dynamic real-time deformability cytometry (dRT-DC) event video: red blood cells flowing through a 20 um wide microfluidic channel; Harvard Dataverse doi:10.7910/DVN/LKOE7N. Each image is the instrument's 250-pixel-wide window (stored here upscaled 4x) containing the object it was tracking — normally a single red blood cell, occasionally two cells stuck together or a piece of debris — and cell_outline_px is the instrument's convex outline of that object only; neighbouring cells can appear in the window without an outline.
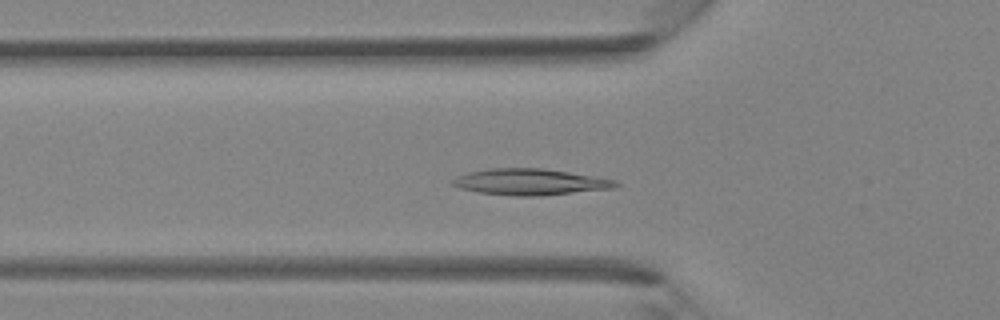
{"species": "Egyptian fruit bat (a non-hibernating species)", "species_latin": "Rousettus aegyptiacus", "temperature_condition": "room temperature", "stored_images_in_passage": 37, "camera_frame_rate_fps": 3000, "um_per_image_px": 0.085, "animal": {"sex": "female"}, "frame": {"image": 1, "passage_image": 11, "time_ms": 3.333, "image_size_px": [1000, 320], "cell_outline_px": [[620, 184], [616, 188], [540, 196], [516, 196], [480, 192], [460, 188], [452, 184], [448, 180], [456, 176], [468, 172], [488, 168], [540, 168], [568, 172], [616, 180]], "centroid_in_image_um": [45.03, 15.46], "position_along_channel_um": 80.8, "area_um2": 24.97}}
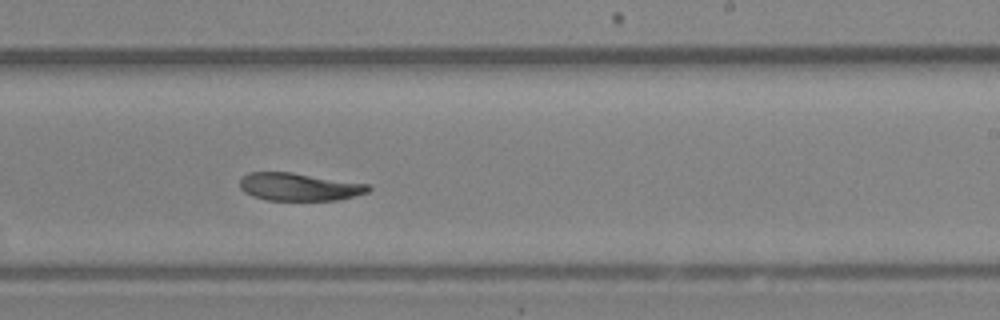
{"frame": {"image": 2, "passage_image": 22, "time_ms": 7.0, "image_size_px": [1000, 320], "cell_outline_px": [[372, 188], [368, 192], [340, 200], [268, 200], [252, 196], [244, 192], [240, 188], [240, 180], [248, 172], [292, 172], [372, 184]], "centroid_in_image_um": [25.47, 15.88], "position_along_channel_um": 263.5, "area_um2": 21.04}}
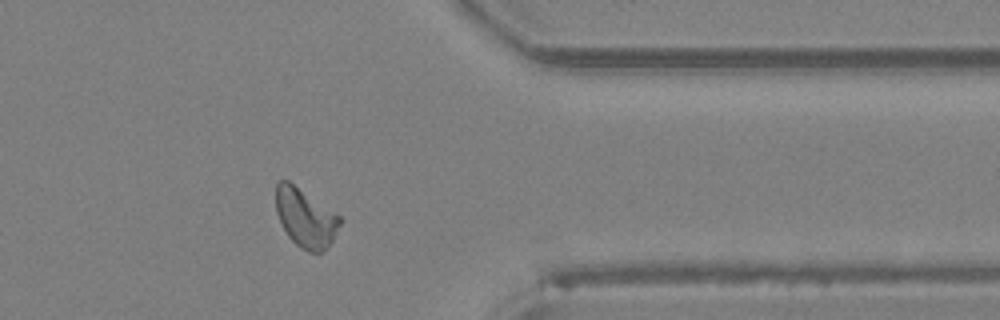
{"frame": {"image": 3, "passage_image": 30, "time_ms": 9.667, "image_size_px": [1000, 320], "cell_outline_px": [[340, 224], [332, 240], [320, 252], [308, 252], [300, 248], [288, 236], [276, 212], [276, 184], [280, 180], [288, 180], [340, 216]], "centroid_in_image_um": [25.93, 18.51], "position_along_channel_um": 385.5, "area_um2": 21.39}}